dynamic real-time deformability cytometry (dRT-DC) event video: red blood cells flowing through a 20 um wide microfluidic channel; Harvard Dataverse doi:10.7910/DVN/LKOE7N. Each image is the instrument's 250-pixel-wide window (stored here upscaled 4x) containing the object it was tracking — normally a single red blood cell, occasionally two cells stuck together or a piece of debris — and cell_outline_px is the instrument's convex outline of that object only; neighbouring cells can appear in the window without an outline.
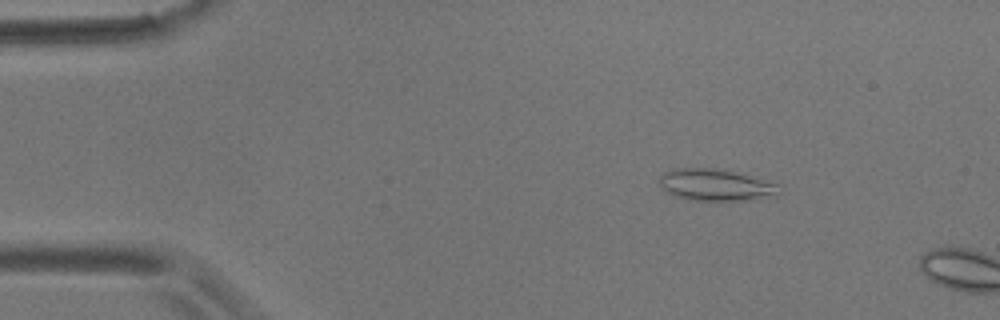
{"species": "common noctule bat (a hibernating species)", "species_latin": "Nyctalus noctula", "temperature_condition": "room temperature", "stored_images_in_passage": 3, "camera_frame_rate_fps": 3000, "um_per_image_px": 0.085, "animal": {"sex": "male", "body_mass_g": 17.9}, "frame": {"image": 1, "passage_image": 2, "time_ms": 2.333, "image_size_px": [1000, 320], "cell_outline_px": [[776, 196], [744, 200], [692, 200], [676, 196], [660, 188], [660, 176], [664, 172], [676, 168], [716, 168], [748, 176], [776, 184]], "centroid_in_image_um": [60.73, 15.72], "position_along_channel_um": 24.3, "area_um2": 21.5}}